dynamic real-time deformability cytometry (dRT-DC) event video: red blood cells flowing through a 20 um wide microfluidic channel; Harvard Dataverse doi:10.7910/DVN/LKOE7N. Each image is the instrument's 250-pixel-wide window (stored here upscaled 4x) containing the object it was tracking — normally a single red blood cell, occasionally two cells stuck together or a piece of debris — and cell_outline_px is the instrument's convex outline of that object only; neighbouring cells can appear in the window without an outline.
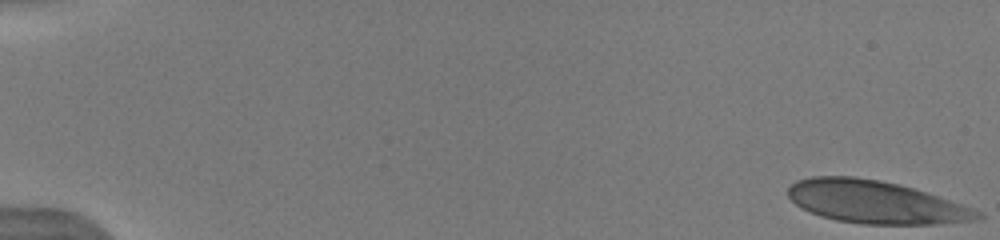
{"species": "human", "species_latin": "Homo sapiens", "temperature_condition": "warm", "stored_images_in_passage": 12, "camera_frame_rate_fps": 3000, "um_per_image_px": 0.085, "donor": {"sex": "male"}, "frame": {"image": 1, "passage_image": 1, "time_ms": 0.0, "image_size_px": [1000, 240], "cell_outline_px": [[984, 216], [976, 220], [932, 224], [860, 224], [836, 220], [820, 216], [796, 204], [788, 196], [788, 188], [796, 180], [812, 176], [856, 176], [880, 180], [900, 184], [984, 212]], "centroid_in_image_um": [74.4, 17.17], "position_along_channel_um": 10.6, "area_um2": 46.88}}
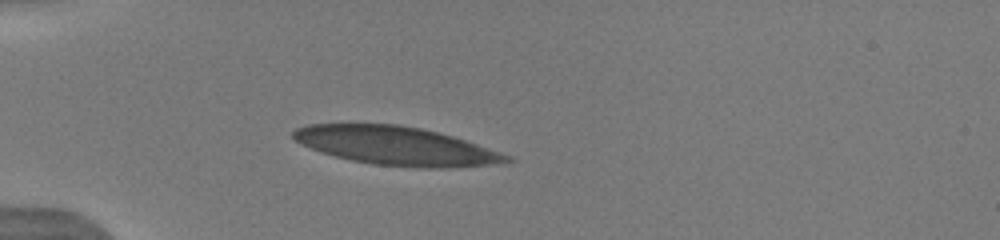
{"frame": {"image": 2, "passage_image": 9, "time_ms": 4.667, "image_size_px": [1000, 240], "cell_outline_px": [[516, 160], [488, 164], [440, 168], [424, 168], [372, 164], [352, 160], [320, 152], [300, 144], [292, 136], [292, 132], [296, 128], [308, 124], [400, 124], [420, 128], [452, 136], [512, 156]], "centroid_in_image_um": [33.62, 12.39], "position_along_channel_um": 51.4, "area_um2": 47.4}}